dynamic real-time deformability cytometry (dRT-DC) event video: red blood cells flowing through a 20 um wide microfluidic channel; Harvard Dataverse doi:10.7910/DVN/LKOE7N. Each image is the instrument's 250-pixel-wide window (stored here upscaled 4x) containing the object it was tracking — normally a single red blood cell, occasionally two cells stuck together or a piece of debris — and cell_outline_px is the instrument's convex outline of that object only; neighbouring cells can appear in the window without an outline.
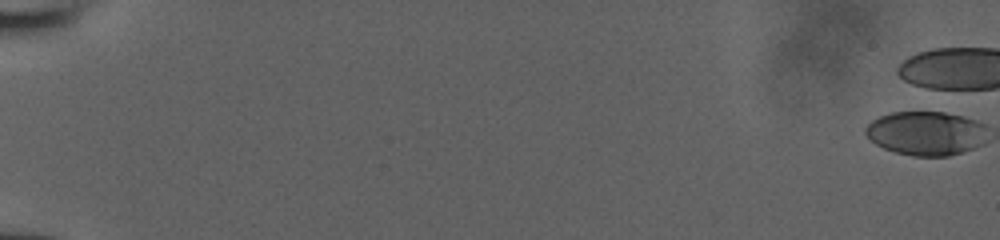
{"species": "human", "species_latin": "Homo sapiens", "temperature_condition": "room temperature", "stored_images_in_passage": 6, "camera_frame_rate_fps": 3000, "um_per_image_px": 0.085, "donor": {"sex": "male"}, "frame": {"image": 1, "passage_image": 1, "time_ms": 0.0, "image_size_px": [1000, 240], "cell_outline_px": [[980, 124], [972, 148], [948, 156], [916, 156], [896, 152], [884, 148], [876, 144], [864, 132], [868, 124], [872, 120], [880, 116], [892, 112], [944, 112], [960, 116], [972, 120]], "centroid_in_image_um": [78.48, 11.32], "position_along_channel_um": 6.5, "area_um2": 29.48}}